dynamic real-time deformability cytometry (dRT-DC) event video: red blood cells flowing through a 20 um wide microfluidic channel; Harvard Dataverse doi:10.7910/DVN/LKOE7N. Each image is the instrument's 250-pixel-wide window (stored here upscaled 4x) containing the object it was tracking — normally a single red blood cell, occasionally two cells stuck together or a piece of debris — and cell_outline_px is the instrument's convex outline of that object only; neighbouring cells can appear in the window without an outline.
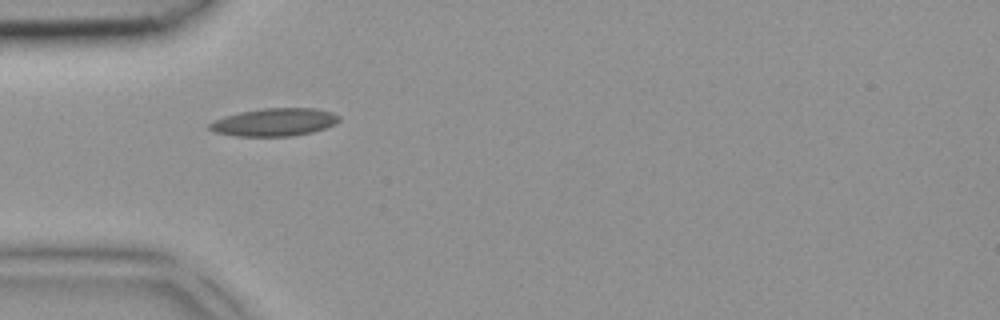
{"species": "common noctule bat (a hibernating species)", "species_latin": "Nyctalus noctula", "temperature_condition": "room temperature", "stored_images_in_passage": 3, "camera_frame_rate_fps": 3000, "um_per_image_px": 0.085, "animal": {"sex": "female", "body_mass_g": 18.4}, "frame": {"image": 1, "passage_image": 2, "time_ms": 0.333, "image_size_px": [1000, 320], "cell_outline_px": [[340, 120], [336, 124], [312, 132], [292, 136], [236, 136], [216, 132], [208, 128], [208, 124], [216, 120], [240, 112], [264, 108], [316, 108], [332, 112], [340, 116]], "centroid_in_image_um": [23.38, 10.38], "position_along_channel_um": 61.6, "area_um2": 20.87}}